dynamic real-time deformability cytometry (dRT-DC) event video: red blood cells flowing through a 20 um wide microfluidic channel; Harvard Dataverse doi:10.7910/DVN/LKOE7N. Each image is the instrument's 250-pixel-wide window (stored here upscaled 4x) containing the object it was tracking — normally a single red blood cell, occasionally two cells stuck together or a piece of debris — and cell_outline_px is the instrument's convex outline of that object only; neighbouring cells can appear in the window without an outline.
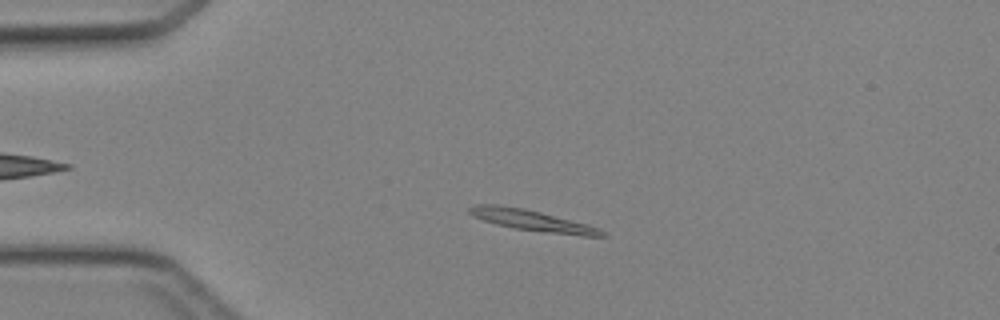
{"species": "Egyptian fruit bat (a non-hibernating species)", "species_latin": "Rousettus aegyptiacus", "temperature_condition": "cold", "stored_images_in_passage": 39, "camera_frame_rate_fps": 3000, "um_per_image_px": 0.085, "animal": {"sex": "female"}, "frame": {"image": 1, "passage_image": 4, "time_ms": 1.0, "image_size_px": [1000, 320], "cell_outline_px": [[608, 236], [580, 236], [516, 228], [496, 224], [472, 216], [468, 212], [468, 208], [476, 204], [496, 204], [524, 208], [588, 224], [600, 228]], "centroid_in_image_um": [45.24, 18.73], "position_along_channel_um": 39.8, "area_um2": 16.07}}
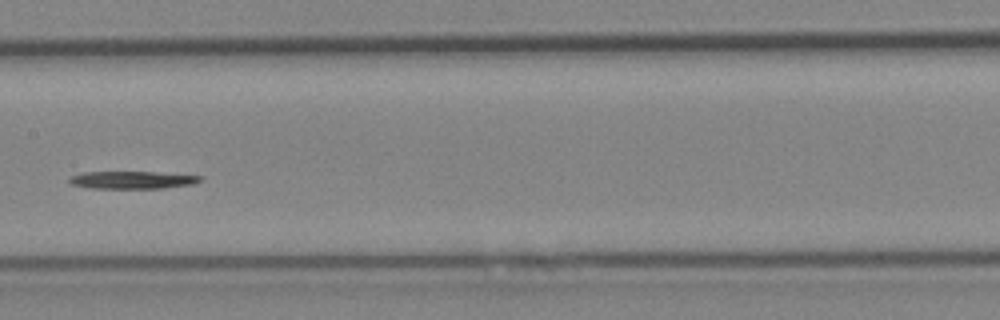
{"frame": {"image": 2, "passage_image": 17, "time_ms": 5.333, "image_size_px": [1000, 320], "cell_outline_px": [[204, 176], [200, 180], [192, 184], [164, 188], [88, 188], [72, 184], [68, 180], [72, 176], [84, 172], [156, 172]], "centroid_in_image_um": [11.25, 15.29], "position_along_channel_um": 196.1, "area_um2": 13.24}}
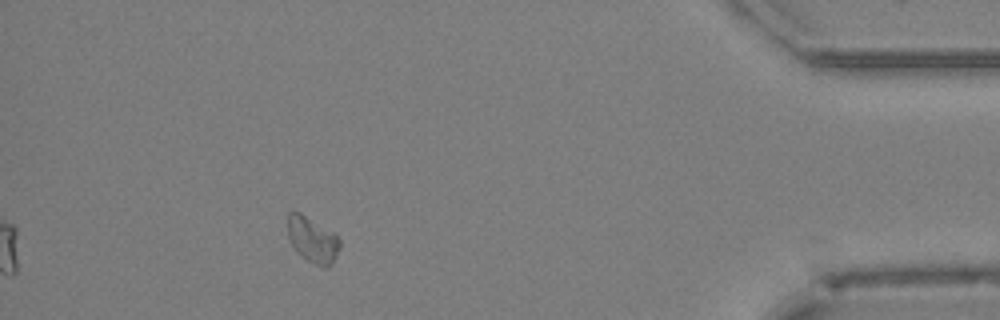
{"frame": {"image": 3, "passage_image": 35, "time_ms": 11.333, "image_size_px": [1000, 320], "cell_outline_px": [[340, 248], [332, 264], [328, 268], [320, 268], [296, 252], [288, 236], [288, 212], [300, 212], [332, 232], [340, 240]], "centroid_in_image_um": [26.57, 20.41], "position_along_channel_um": 408.6, "area_um2": 13.81}}